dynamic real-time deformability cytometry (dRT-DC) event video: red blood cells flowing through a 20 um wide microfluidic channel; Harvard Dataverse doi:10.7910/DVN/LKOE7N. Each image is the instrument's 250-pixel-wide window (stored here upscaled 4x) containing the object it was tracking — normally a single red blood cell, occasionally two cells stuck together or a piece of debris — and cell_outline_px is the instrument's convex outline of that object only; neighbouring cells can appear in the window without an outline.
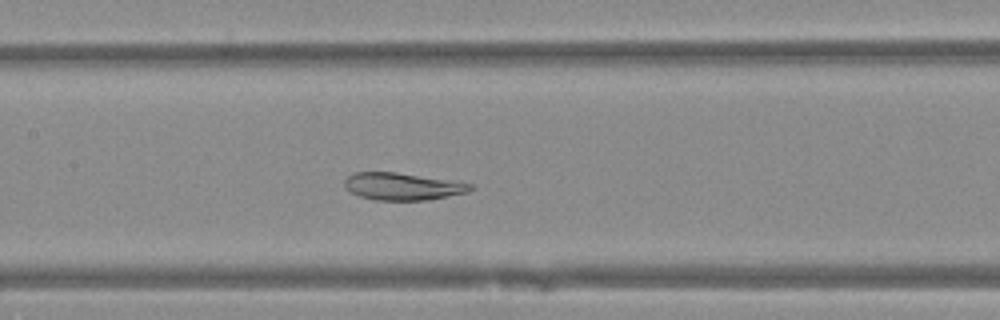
{"species": "Egyptian fruit bat (a non-hibernating species)", "species_latin": "Rousettus aegyptiacus", "temperature_condition": "warm", "stored_images_in_passage": 43, "camera_frame_rate_fps": 3000, "um_per_image_px": 0.085, "animal": {"sex": "female"}, "frame": {"image": 1, "passage_image": 17, "time_ms": 5.333, "image_size_px": [1000, 320], "cell_outline_px": [[472, 188], [468, 192], [428, 200], [376, 200], [360, 196], [348, 192], [344, 188], [344, 180], [348, 176], [356, 172], [396, 172], [472, 184]], "centroid_in_image_um": [34.14, 15.85], "position_along_channel_um": 173.3, "area_um2": 19.83}}
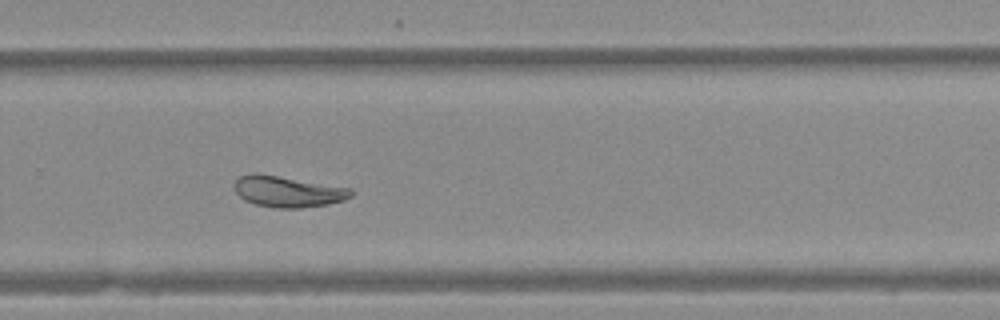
{"frame": {"image": 2, "passage_image": 27, "time_ms": 8.667, "image_size_px": [1000, 320], "cell_outline_px": [[352, 196], [344, 200], [328, 204], [300, 208], [276, 208], [256, 204], [244, 200], [236, 192], [236, 180], [240, 176], [252, 172], [352, 188]], "centroid_in_image_um": [24.48, 16.29], "position_along_channel_um": 305.3, "area_um2": 20.87}}
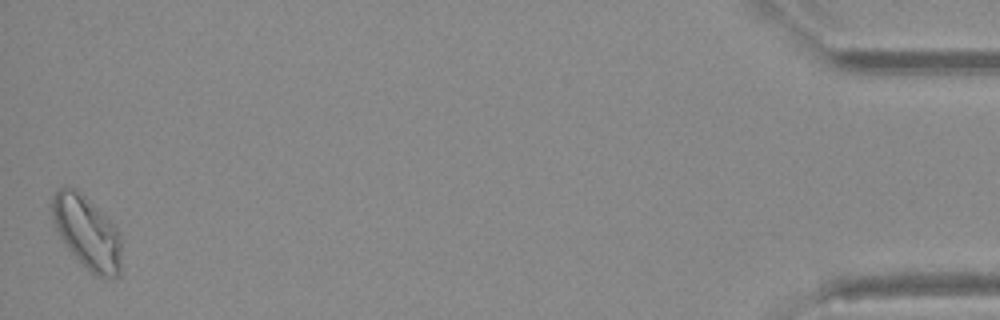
{"frame": {"image": 3, "passage_image": 43, "time_ms": 14.0, "image_size_px": [1000, 320], "cell_outline_px": [[120, 276], [112, 280], [104, 280], [96, 276], [68, 248], [60, 236], [52, 220], [52, 196], [64, 184], [76, 188], [116, 228], [120, 236]], "centroid_in_image_um": [7.39, 19.78], "position_along_channel_um": 427.8, "area_um2": 29.07}}